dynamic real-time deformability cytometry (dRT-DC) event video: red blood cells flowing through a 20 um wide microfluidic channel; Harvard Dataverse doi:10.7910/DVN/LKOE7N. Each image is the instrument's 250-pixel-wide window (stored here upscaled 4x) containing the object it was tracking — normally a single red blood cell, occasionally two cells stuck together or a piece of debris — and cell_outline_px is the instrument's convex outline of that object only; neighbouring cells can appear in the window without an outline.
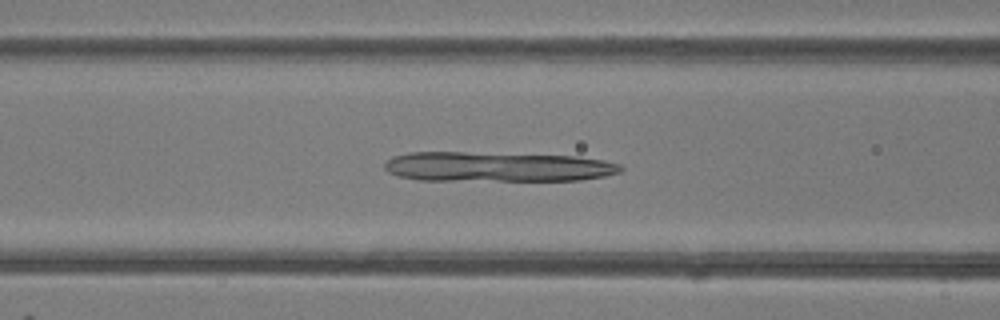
{"species": "common noctule bat (a hibernating species)", "species_latin": "Nyctalus noctula", "temperature_condition": "room temperature", "stored_images_in_passage": 48, "camera_frame_rate_fps": 3000, "um_per_image_px": 0.085, "animal": {"sex": "female"}, "frame": {"image": 1, "passage_image": 19, "time_ms": 6.0, "image_size_px": [1000, 320], "cell_outline_px": [[624, 168], [620, 172], [604, 176], [580, 180], [420, 180], [396, 176], [388, 172], [384, 168], [384, 164], [392, 156], [408, 152], [464, 152], [576, 156], [604, 160], [620, 164]], "centroid_in_image_um": [42.24, 14.17], "position_along_channel_um": 124.4, "area_um2": 41.15}}
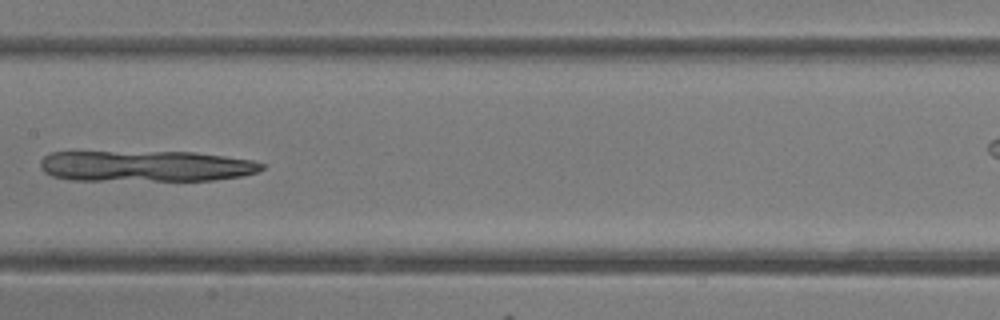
{"frame": {"image": 2, "passage_image": 24, "time_ms": 7.667, "image_size_px": [1000, 320], "cell_outline_px": [[264, 168], [260, 172], [244, 176], [212, 180], [72, 180], [52, 176], [44, 172], [40, 168], [40, 160], [44, 156], [52, 152], [196, 152], [252, 160], [264, 164]], "centroid_in_image_um": [12.42, 14.12], "position_along_channel_um": 195.0, "area_um2": 40.17}}